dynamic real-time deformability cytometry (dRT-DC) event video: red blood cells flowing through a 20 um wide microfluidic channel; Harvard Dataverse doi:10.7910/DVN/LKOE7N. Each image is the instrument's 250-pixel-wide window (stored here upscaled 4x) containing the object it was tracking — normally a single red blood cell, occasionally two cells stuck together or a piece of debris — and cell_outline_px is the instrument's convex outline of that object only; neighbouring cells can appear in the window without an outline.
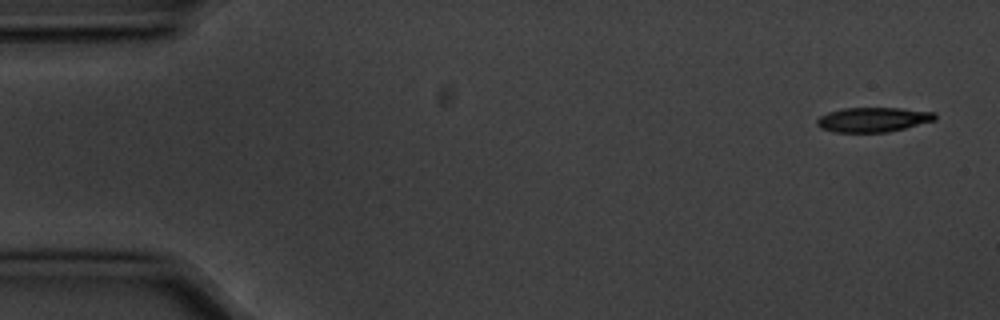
{"species": "common noctule bat (a hibernating species)", "species_latin": "Nyctalus noctula", "temperature_condition": "cold", "stored_images_in_passage": 4, "camera_frame_rate_fps": 3000, "um_per_image_px": 0.085, "animal": {"sex": "male", "body_mass_g": 20.1, "forearm_length_mm": 53.5}, "frame": {"image": 1, "passage_image": 1, "time_ms": 0.0, "image_size_px": [1000, 320], "cell_outline_px": [[936, 120], [888, 132], [836, 132], [820, 128], [816, 124], [816, 120], [820, 116], [828, 112], [844, 108], [900, 108], [936, 112]], "centroid_in_image_um": [74.21, 10.16], "position_along_channel_um": 10.8, "area_um2": 16.94}}
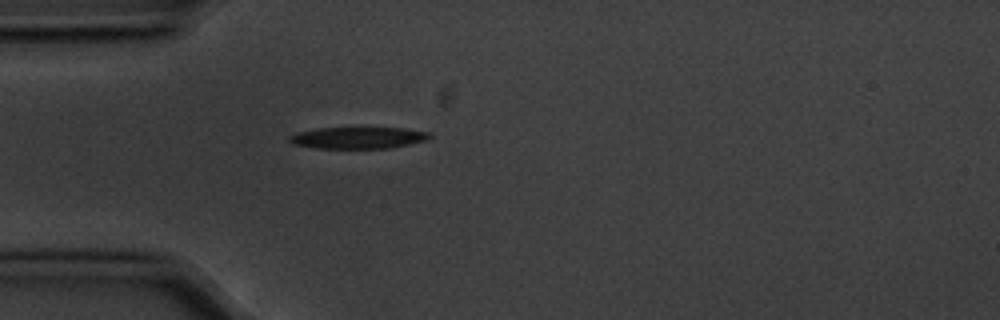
{"frame": {"image": 2, "passage_image": 4, "time_ms": 1.0, "image_size_px": [1000, 320], "cell_outline_px": [[432, 136], [428, 140], [392, 148], [316, 148], [292, 144], [288, 140], [288, 136], [296, 132], [320, 128], [404, 128], [428, 132]], "centroid_in_image_um": [30.43, 11.71], "position_along_channel_um": 54.6, "area_um2": 17.74}}